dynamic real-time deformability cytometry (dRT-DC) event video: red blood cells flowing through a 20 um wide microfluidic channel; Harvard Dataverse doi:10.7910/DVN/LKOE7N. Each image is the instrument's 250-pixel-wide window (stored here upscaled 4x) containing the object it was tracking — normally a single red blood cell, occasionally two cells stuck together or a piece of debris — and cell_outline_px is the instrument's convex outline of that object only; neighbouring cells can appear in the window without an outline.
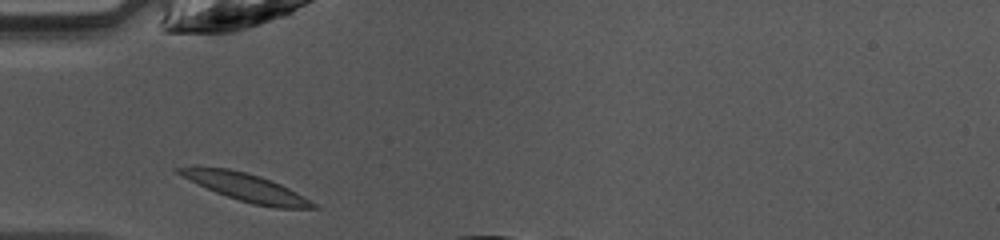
{"species": "common noctule bat (a hibernating species)", "species_latin": "Nyctalus noctula", "temperature_condition": "warm", "stored_images_in_passage": 7, "camera_frame_rate_fps": 3000, "um_per_image_px": 0.085, "animal": {"sex": "female", "body_mass_g": 10.0, "forearm_length_mm": 53.1}, "frame": {"image": 1, "passage_image": 1, "time_ms": 0.0, "image_size_px": [1000, 240], "cell_outline_px": [[320, 208], [276, 208], [252, 204], [216, 192], [176, 172], [172, 168], [228, 168], [260, 176], [280, 184], [296, 192], [316, 204]], "centroid_in_image_um": [21.0, 15.95], "position_along_channel_um": 64.0, "area_um2": 20.81}}
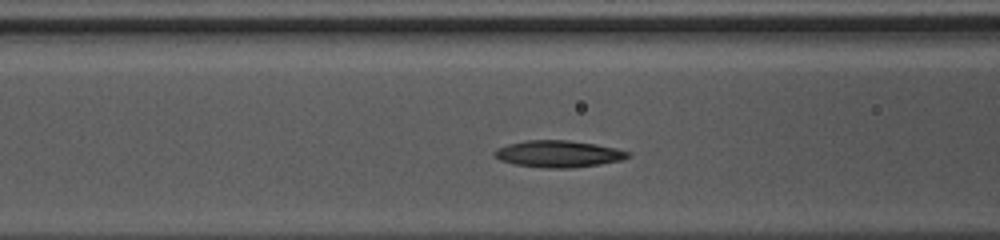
{"frame": {"image": 2, "passage_image": 5, "time_ms": 1.333, "image_size_px": [1000, 240], "cell_outline_px": [[632, 156], [620, 160], [600, 164], [572, 168], [540, 168], [516, 164], [500, 160], [492, 156], [492, 152], [496, 148], [508, 144], [528, 140], [568, 140], [596, 144], [616, 148], [632, 152]], "centroid_in_image_um": [47.46, 13.08], "position_along_channel_um": 119.1, "area_um2": 21.04}}